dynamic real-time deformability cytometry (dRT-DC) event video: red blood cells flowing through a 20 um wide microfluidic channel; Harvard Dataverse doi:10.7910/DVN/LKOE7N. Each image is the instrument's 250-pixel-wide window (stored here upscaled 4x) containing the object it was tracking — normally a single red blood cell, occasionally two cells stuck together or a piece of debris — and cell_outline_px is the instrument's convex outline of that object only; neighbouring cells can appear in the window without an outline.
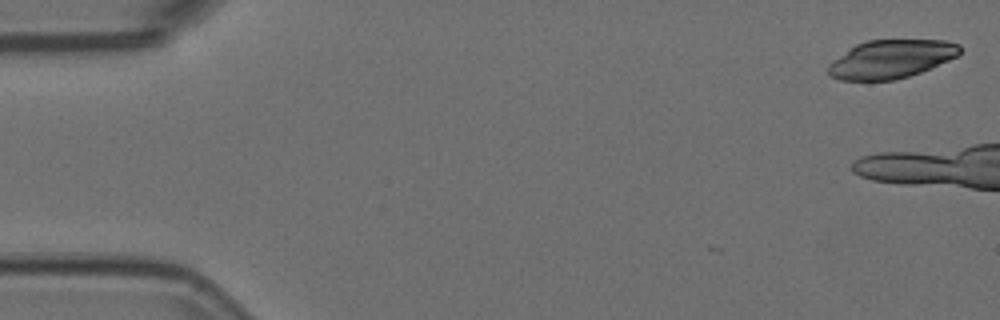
{"species": "Egyptian fruit bat (a non-hibernating species)", "species_latin": "Rousettus aegyptiacus", "temperature_condition": "room temperature", "stored_images_in_passage": 4, "camera_frame_rate_fps": 3000, "um_per_image_px": 0.085, "animal": {"sex": "female"}, "frame": {"image": 1, "passage_image": 1, "time_ms": 0.0, "image_size_px": [1000, 320], "cell_outline_px": [[960, 52], [956, 56], [948, 60], [920, 72], [908, 76], [892, 80], [840, 80], [832, 76], [828, 72], [828, 64], [832, 60], [856, 44], [868, 40], [944, 40], [960, 44]], "centroid_in_image_um": [75.72, 5.01], "position_along_channel_um": 9.3, "area_um2": 29.13}}